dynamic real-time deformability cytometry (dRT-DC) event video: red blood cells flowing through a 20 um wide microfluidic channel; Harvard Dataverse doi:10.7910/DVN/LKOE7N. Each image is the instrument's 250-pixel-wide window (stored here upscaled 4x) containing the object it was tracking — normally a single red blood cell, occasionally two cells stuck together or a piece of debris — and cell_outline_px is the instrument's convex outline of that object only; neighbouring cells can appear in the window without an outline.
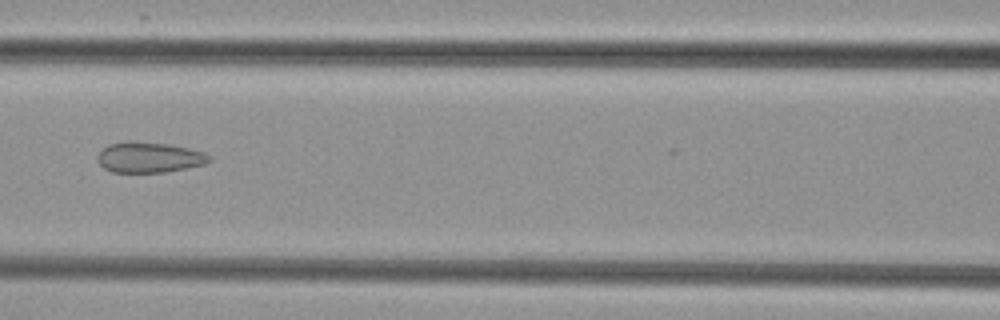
{"species": "common noctule bat (a hibernating species)", "species_latin": "Nyctalus noctula", "temperature_condition": "cold", "stored_images_in_passage": 4, "camera_frame_rate_fps": 3000, "um_per_image_px": 0.085, "animal": {"sex": "female", "body_mass_g": 29.2, "forearm_length_mm": 56.3}, "frame": {"image": 1, "passage_image": 4, "time_ms": 3.667, "image_size_px": [1000, 320], "cell_outline_px": [[212, 160], [204, 164], [164, 172], [112, 172], [104, 168], [96, 160], [96, 156], [108, 144], [124, 140], [132, 140], [168, 144], [188, 148], [204, 152]], "centroid_in_image_um": [12.62, 13.35], "position_along_channel_um": 154.0, "area_um2": 19.94}}